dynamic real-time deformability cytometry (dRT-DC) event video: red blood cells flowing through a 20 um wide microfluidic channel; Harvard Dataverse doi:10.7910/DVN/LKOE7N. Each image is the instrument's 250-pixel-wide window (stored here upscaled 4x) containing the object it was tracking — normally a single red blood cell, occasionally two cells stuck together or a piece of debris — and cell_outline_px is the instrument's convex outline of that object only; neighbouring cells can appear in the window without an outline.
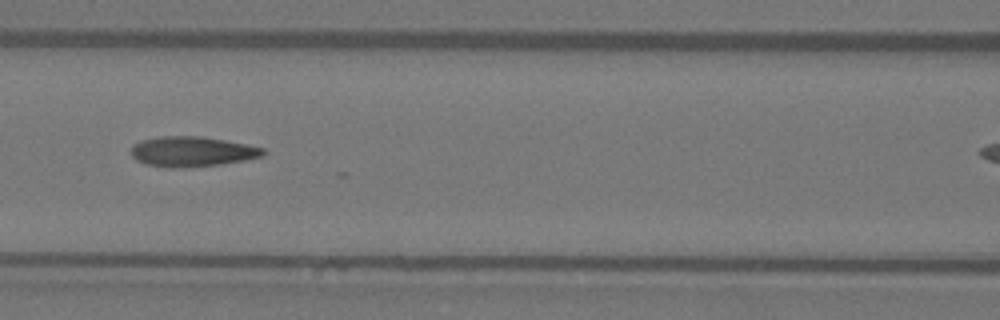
{"species": "Egyptian fruit bat (a non-hibernating species)", "species_latin": "Rousettus aegyptiacus", "temperature_condition": "warm", "stored_images_in_passage": 22, "camera_frame_rate_fps": 3000, "um_per_image_px": 0.085, "animal": {"sex": "female"}, "frame": {"image": 1, "passage_image": 22, "time_ms": 7.0, "image_size_px": [1000, 320], "cell_outline_px": [[268, 152], [264, 156], [244, 160], [220, 164], [184, 168], [168, 168], [144, 164], [136, 160], [132, 156], [132, 144], [140, 140], [160, 136], [200, 136], [224, 140], [264, 148]], "centroid_in_image_um": [16.3, 12.89], "position_along_channel_um": 150.3, "area_um2": 23.35}}